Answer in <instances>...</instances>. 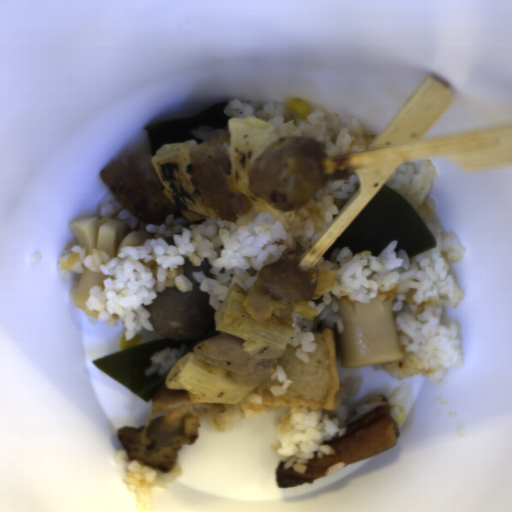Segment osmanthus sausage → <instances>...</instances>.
Wrapping results in <instances>:
<instances>
[{
    "mask_svg": "<svg viewBox=\"0 0 512 512\" xmlns=\"http://www.w3.org/2000/svg\"><path fill=\"white\" fill-rule=\"evenodd\" d=\"M384 293L369 303L344 306L338 297V314L344 330L339 336L341 369L373 366L405 359L396 326V298L384 302Z\"/></svg>",
    "mask_w": 512,
    "mask_h": 512,
    "instance_id": "1",
    "label": "osmanthus sausage"
},
{
    "mask_svg": "<svg viewBox=\"0 0 512 512\" xmlns=\"http://www.w3.org/2000/svg\"><path fill=\"white\" fill-rule=\"evenodd\" d=\"M97 216L81 217L70 220V231L77 246L90 250H105L110 258L118 255L120 249L128 246L143 245L146 239H153L152 230L135 229L123 234L125 224L121 219H109L98 223Z\"/></svg>",
    "mask_w": 512,
    "mask_h": 512,
    "instance_id": "2",
    "label": "osmanthus sausage"
},
{
    "mask_svg": "<svg viewBox=\"0 0 512 512\" xmlns=\"http://www.w3.org/2000/svg\"><path fill=\"white\" fill-rule=\"evenodd\" d=\"M77 275V285L71 291L73 300L86 316L98 318L100 314L99 310H92L86 307V302L90 297L89 289L95 285H100L103 290L104 281L109 276H104L101 272L89 271L86 268L82 273H77Z\"/></svg>",
    "mask_w": 512,
    "mask_h": 512,
    "instance_id": "3",
    "label": "osmanthus sausage"
}]
</instances>
